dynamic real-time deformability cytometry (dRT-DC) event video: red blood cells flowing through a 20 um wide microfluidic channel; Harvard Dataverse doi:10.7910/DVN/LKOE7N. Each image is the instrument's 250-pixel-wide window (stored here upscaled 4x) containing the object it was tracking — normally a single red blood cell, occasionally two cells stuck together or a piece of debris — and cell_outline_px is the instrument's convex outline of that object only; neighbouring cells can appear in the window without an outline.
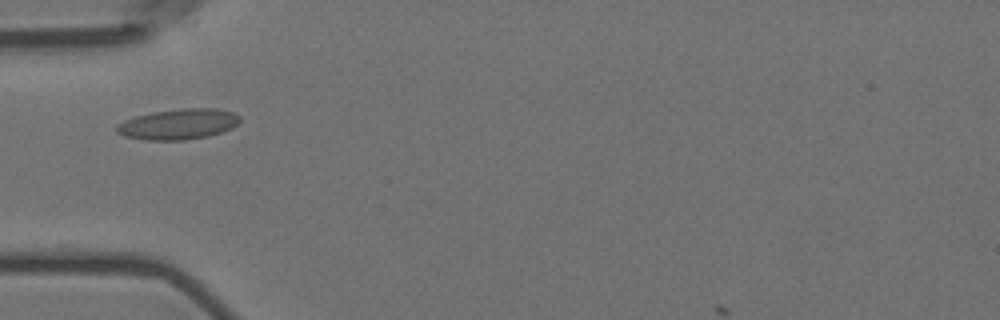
{"species": "Egyptian fruit bat (a non-hibernating species)", "species_latin": "Rousettus aegyptiacus", "temperature_condition": "room temperature", "stored_images_in_passage": 41, "camera_frame_rate_fps": 3000, "um_per_image_px": 0.085, "animal": {"sex": "female"}, "frame": {"image": 1, "passage_image": 1, "time_ms": 0.0, "image_size_px": [1000, 320], "cell_outline_px": [[240, 120], [232, 128], [208, 136], [184, 140], [148, 140], [124, 136], [116, 132], [116, 124], [132, 116], [152, 112], [184, 108], [216, 108], [232, 112], [240, 116]], "centroid_in_image_um": [15.12, 10.55], "position_along_channel_um": 69.9, "area_um2": 22.02}}
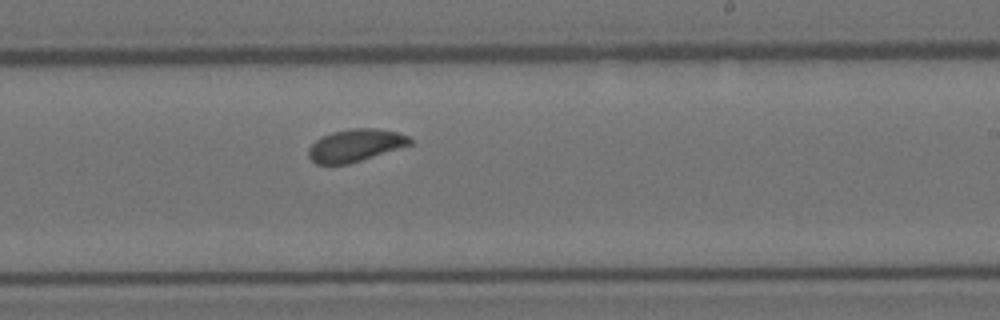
{"frame": {"image": 2, "passage_image": 17, "time_ms": 5.333, "image_size_px": [1000, 320], "cell_outline_px": [[412, 144], [348, 164], [316, 164], [308, 156], [308, 148], [320, 136], [332, 132], [352, 128], [376, 128], [400, 132], [408, 136], [412, 140]], "centroid_in_image_um": [30.2, 12.34], "position_along_channel_um": 258.8, "area_um2": 19.19}}
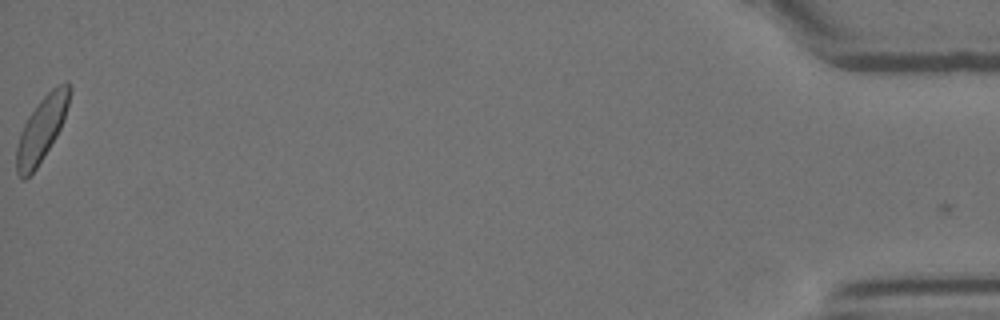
{"frame": {"image": 3, "passage_image": 40, "time_ms": 13.0, "image_size_px": [1000, 320], "cell_outline_px": [[72, 88], [68, 104], [60, 128], [56, 136], [36, 168], [24, 180], [16, 172], [16, 148], [20, 132], [28, 116], [40, 100], [52, 88], [68, 80]], "centroid_in_image_um": [3.53, 10.95], "position_along_channel_um": 431.7, "area_um2": 19.65}, "authors_computed_cell_mechanics": {"area_um2": 19.4208, "velocity_mm_per_s": 3.5292, "shape_relaxation_time_tau1_ms": 4.8153, "shape_relaxation_time_tau2_ms": 2.1701, "deformation_change_tau1": 0.1125, "deformation_change_tau2": 0.0595}}